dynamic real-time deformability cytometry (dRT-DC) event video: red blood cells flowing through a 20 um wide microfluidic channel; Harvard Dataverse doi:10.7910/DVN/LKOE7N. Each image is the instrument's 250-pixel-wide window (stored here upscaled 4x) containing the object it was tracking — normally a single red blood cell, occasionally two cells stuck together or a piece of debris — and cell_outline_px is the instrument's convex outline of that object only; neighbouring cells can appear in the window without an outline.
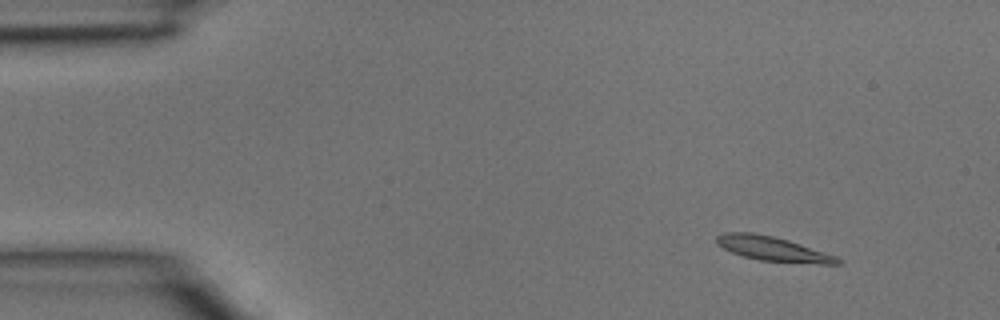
{"species": "common noctule bat (a hibernating species)", "species_latin": "Nyctalus noctula", "temperature_condition": "room temperature", "stored_images_in_passage": 3, "camera_frame_rate_fps": 3000, "um_per_image_px": 0.085, "animal": {"sex": "male", "body_mass_g": 15.6}, "frame": {"image": 1, "passage_image": 1, "time_ms": 0.0, "image_size_px": [1000, 320], "cell_outline_px": [[844, 260], [840, 264], [820, 264], [760, 260], [744, 256], [732, 252], [716, 244], [716, 236], [724, 232], [752, 232], [772, 236], [788, 240], [836, 256]], "centroid_in_image_um": [65.7, 21.15], "position_along_channel_um": 19.3, "area_um2": 17.11}}
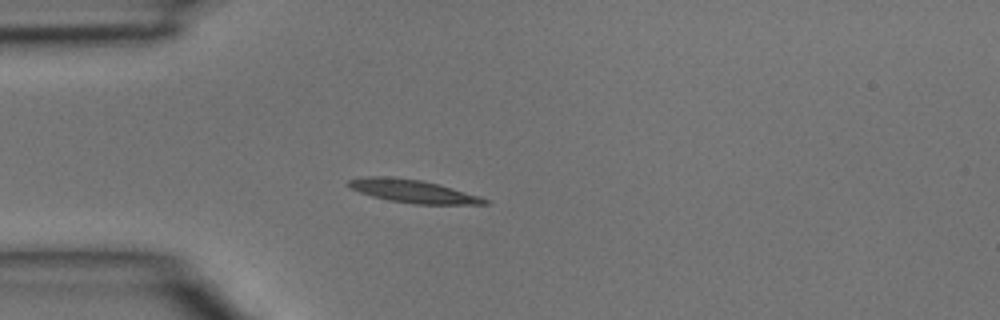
{"frame": {"image": 2, "passage_image": 3, "time_ms": 0.667, "image_size_px": [1000, 320], "cell_outline_px": [[488, 204], [412, 204], [388, 200], [372, 196], [360, 192], [344, 184], [348, 180], [364, 176], [388, 176], [420, 180], [440, 184], [480, 196], [488, 200]], "centroid_in_image_um": [35.06, 16.24], "position_along_channel_um": 49.9, "area_um2": 18.32}}